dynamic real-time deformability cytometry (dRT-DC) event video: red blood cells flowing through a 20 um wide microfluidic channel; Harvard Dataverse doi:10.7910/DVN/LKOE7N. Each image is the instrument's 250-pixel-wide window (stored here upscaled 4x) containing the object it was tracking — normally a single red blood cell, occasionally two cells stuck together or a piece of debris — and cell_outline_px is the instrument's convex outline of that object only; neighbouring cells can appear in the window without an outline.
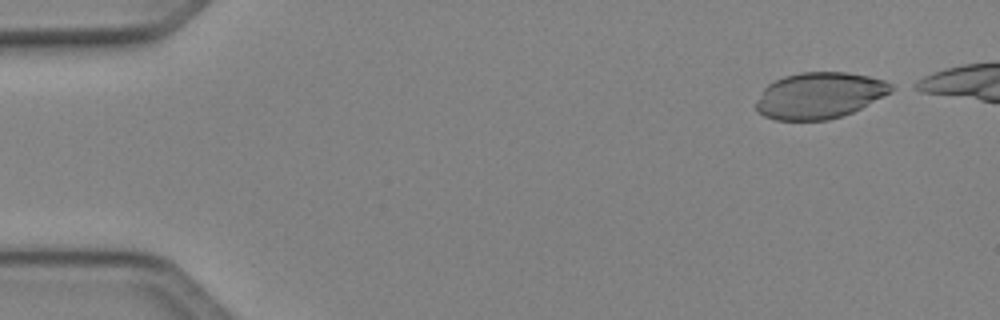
{"species": "Egyptian fruit bat (a non-hibernating species)", "species_latin": "Rousettus aegyptiacus", "temperature_condition": "cold", "stored_images_in_passage": 42, "camera_frame_rate_fps": 3000, "um_per_image_px": 0.085, "animal": {"sex": "female"}, "frame": {"image": 1, "passage_image": 1, "time_ms": 0.0, "image_size_px": [1000, 320], "cell_outline_px": [[900, 88], [852, 112], [828, 120], [776, 120], [764, 116], [756, 112], [756, 100], [764, 88], [768, 84], [784, 76], [800, 72], [848, 72], [868, 76], [884, 80]], "centroid_in_image_um": [69.67, 8.11], "position_along_channel_um": 15.3, "area_um2": 36.59}}